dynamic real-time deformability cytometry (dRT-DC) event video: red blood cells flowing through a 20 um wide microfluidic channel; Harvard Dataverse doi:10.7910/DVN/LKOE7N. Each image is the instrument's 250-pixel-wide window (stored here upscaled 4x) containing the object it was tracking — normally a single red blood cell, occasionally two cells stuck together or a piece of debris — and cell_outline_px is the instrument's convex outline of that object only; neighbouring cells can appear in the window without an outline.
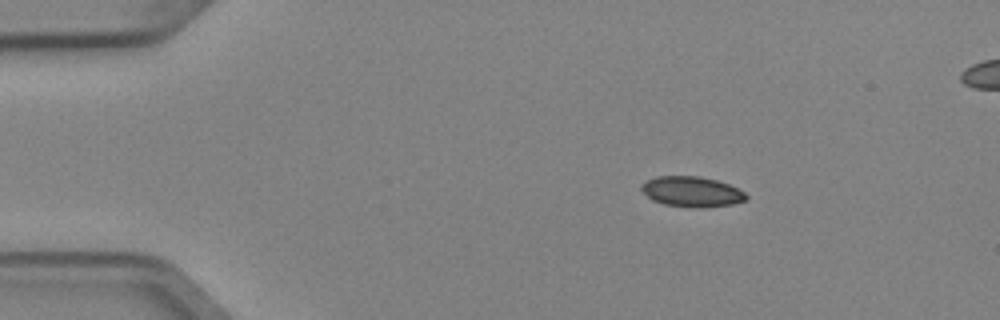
{"species": "Egyptian fruit bat (a non-hibernating species)", "species_latin": "Rousettus aegyptiacus", "temperature_condition": "cold", "stored_images_in_passage": 4, "segment_of_instrument_passage": [1, 2], "camera_frame_rate_fps": 3000, "um_per_image_px": 0.085, "animal": {"sex": "female"}, "frame": {"image": 1, "passage_image": 1, "time_ms": 0.0, "image_size_px": [1000, 320], "cell_outline_px": [[748, 196], [744, 200], [732, 204], [696, 208], [664, 204], [652, 200], [640, 188], [640, 184], [644, 180], [656, 176], [700, 176], [716, 180], [728, 184], [744, 192]], "centroid_in_image_um": [58.75, 16.28], "position_along_channel_um": 26.3, "area_um2": 18.44}}